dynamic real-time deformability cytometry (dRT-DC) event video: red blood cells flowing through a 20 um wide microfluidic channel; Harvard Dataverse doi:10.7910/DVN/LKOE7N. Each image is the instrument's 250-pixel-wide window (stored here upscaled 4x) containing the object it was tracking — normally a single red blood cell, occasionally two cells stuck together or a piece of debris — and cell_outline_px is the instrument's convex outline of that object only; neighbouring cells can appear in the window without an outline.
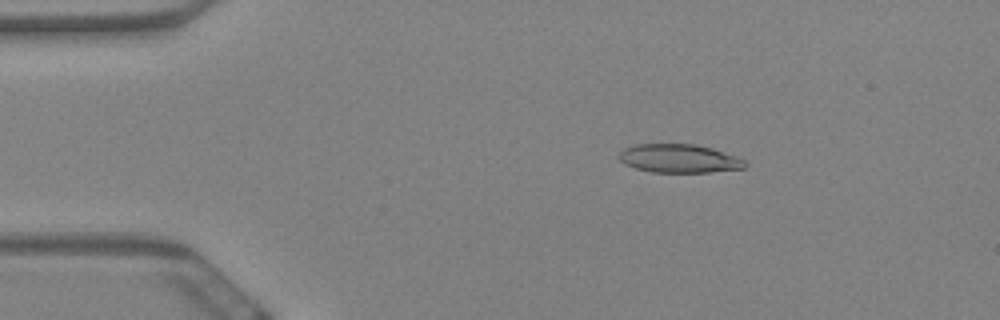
{"species": "Egyptian fruit bat (a non-hibernating species)", "species_latin": "Rousettus aegyptiacus", "temperature_condition": "warm", "stored_images_in_passage": 58, "camera_frame_rate_fps": 3000, "um_per_image_px": 0.085, "animal": {"sex": "female"}, "frame": {"image": 1, "passage_image": 10, "time_ms": 3.0, "image_size_px": [1000, 320], "cell_outline_px": [[748, 164], [744, 168], [708, 172], [652, 172], [636, 168], [624, 164], [620, 160], [620, 152], [624, 148], [636, 144], [696, 144], [712, 148], [736, 156], [744, 160]], "centroid_in_image_um": [57.73, 13.47], "position_along_channel_um": 27.3, "area_um2": 20.87}}
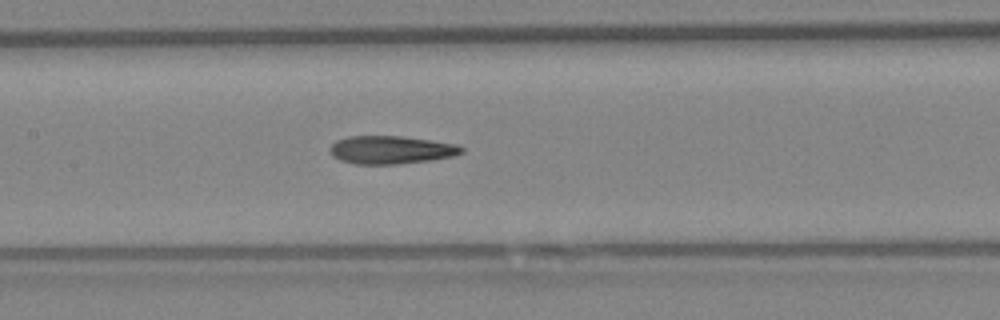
{"frame": {"image": 2, "passage_image": 28, "time_ms": 9.0, "image_size_px": [1000, 320], "cell_outline_px": [[464, 152], [452, 156], [432, 160], [396, 164], [356, 164], [340, 160], [332, 156], [328, 148], [336, 140], [348, 136], [400, 136], [456, 144], [464, 148]], "centroid_in_image_um": [33.2, 12.74], "position_along_channel_um": 174.2, "area_um2": 21.5}}
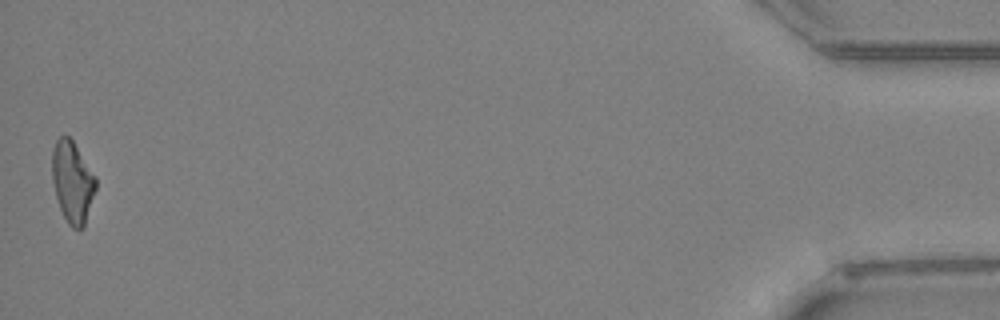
{"frame": {"image": 3, "passage_image": 58, "time_ms": 19.0, "image_size_px": [1000, 320], "cell_outline_px": [[96, 188], [84, 228], [72, 228], [68, 224], [60, 208], [56, 196], [52, 180], [52, 148], [56, 140], [60, 136], [68, 136], [72, 140], [96, 176]], "centroid_in_image_um": [6.16, 15.46], "position_along_channel_um": 429.0, "area_um2": 20.69}, "authors_computed_cell_mechanics": {"area_um2": 21.3571, "velocity_mm_per_s": 3.4994, "shape_relaxation_time_tau1_ms": null, "shape_relaxation_time_tau2_ms": 3.4952, "deformation_change_tau1": null, "deformation_change_tau2": 0.139}}